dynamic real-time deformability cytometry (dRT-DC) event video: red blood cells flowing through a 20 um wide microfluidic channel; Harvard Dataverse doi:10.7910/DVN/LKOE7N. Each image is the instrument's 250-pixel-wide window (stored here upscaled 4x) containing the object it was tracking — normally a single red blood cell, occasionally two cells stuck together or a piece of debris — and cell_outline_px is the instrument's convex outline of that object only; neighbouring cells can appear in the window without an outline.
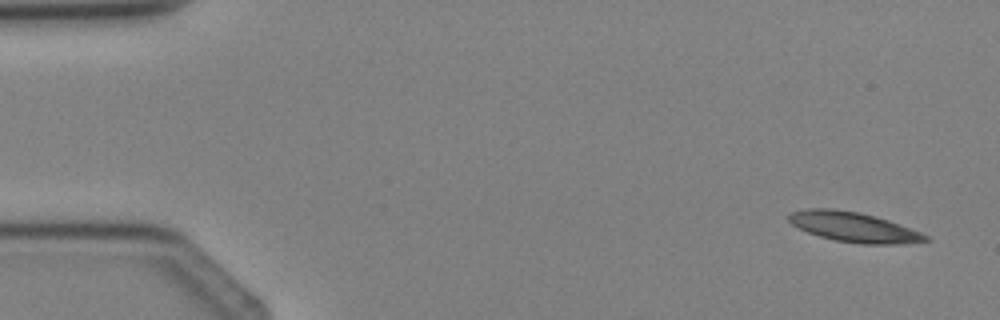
{"species": "Egyptian fruit bat (a non-hibernating species)", "species_latin": "Rousettus aegyptiacus", "temperature_condition": "cold", "stored_images_in_passage": 3, "camera_frame_rate_fps": 3000, "um_per_image_px": 0.085, "animal": {"sex": "female"}, "frame": {"image": 1, "passage_image": 1, "time_ms": 0.0, "image_size_px": [1000, 320], "cell_outline_px": [[932, 240], [904, 244], [860, 244], [836, 240], [820, 236], [808, 232], [792, 224], [788, 220], [788, 212], [808, 208], [832, 208], [860, 212], [876, 216], [888, 220], [920, 232], [928, 236]], "centroid_in_image_um": [72.56, 19.29], "position_along_channel_um": 12.4, "area_um2": 23.87}}